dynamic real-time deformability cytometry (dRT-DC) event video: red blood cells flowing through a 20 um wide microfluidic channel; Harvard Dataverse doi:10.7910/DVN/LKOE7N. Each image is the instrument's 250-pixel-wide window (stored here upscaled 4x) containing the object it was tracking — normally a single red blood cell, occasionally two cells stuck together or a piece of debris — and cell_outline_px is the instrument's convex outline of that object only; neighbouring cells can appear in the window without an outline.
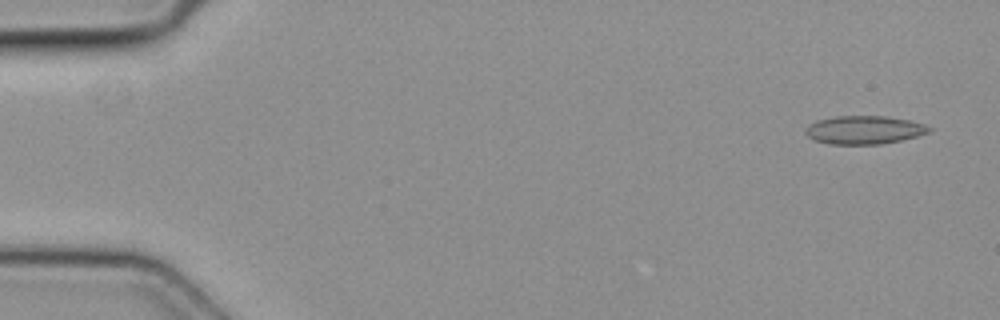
{"species": "common noctule bat (a hibernating species)", "species_latin": "Nyctalus noctula", "temperature_condition": "cold", "stored_images_in_passage": 6, "camera_frame_rate_fps": 3000, "um_per_image_px": 0.085, "animal": {"sex": "female", "body_mass_g": 19.3, "forearm_length_mm": 54.1}, "frame": {"image": 1, "passage_image": 1, "time_ms": 0.0, "image_size_px": [1000, 320], "cell_outline_px": [[932, 132], [900, 140], [880, 144], [828, 144], [816, 140], [808, 136], [804, 132], [804, 128], [808, 124], [816, 120], [836, 116], [884, 116], [908, 120], [924, 124], [932, 128]], "centroid_in_image_um": [73.43, 11.04], "position_along_channel_um": 11.6, "area_um2": 20.4}}
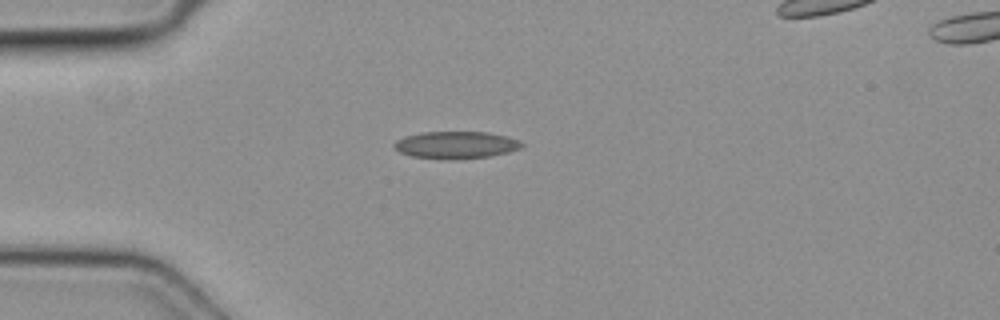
{"frame": {"image": 2, "passage_image": 4, "time_ms": 1.0, "image_size_px": [1000, 320], "cell_outline_px": [[524, 144], [520, 148], [508, 152], [488, 156], [412, 156], [400, 152], [392, 144], [396, 140], [404, 136], [420, 132], [488, 132], [508, 136], [520, 140]], "centroid_in_image_um": [38.79, 12.25], "position_along_channel_um": 46.2, "area_um2": 19.19}}